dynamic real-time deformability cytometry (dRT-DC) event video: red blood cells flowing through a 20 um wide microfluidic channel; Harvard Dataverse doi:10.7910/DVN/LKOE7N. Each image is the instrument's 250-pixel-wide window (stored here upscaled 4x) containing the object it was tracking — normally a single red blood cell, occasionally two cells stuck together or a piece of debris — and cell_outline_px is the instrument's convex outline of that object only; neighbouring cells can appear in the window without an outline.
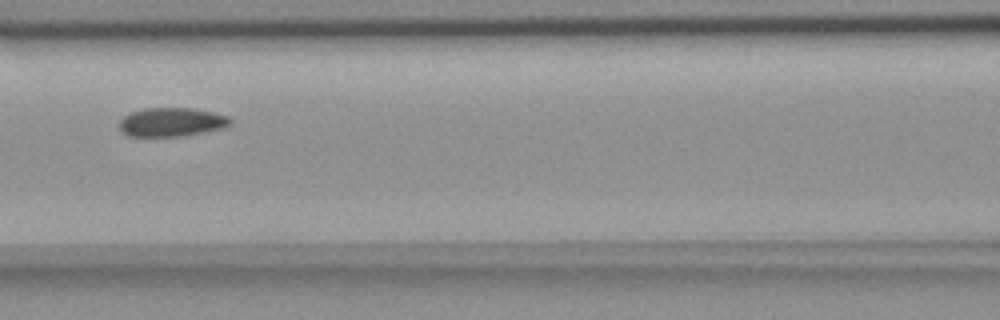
{"species": "common noctule bat (a hibernating species)", "species_latin": "Nyctalus noctula", "temperature_condition": "room temperature", "stored_images_in_passage": 5, "camera_frame_rate_fps": 3000, "um_per_image_px": 0.085, "animal": {"sex": "female", "body_mass_g": 18.4}, "frame": {"image": 1, "passage_image": 3, "time_ms": 2.333, "image_size_px": [1000, 320], "cell_outline_px": [[232, 120], [228, 124], [220, 128], [200, 132], [176, 136], [128, 136], [120, 128], [120, 120], [124, 116], [132, 112], [144, 108], [196, 108], [228, 116]], "centroid_in_image_um": [14.55, 10.36], "position_along_channel_um": 152.1, "area_um2": 18.21}}
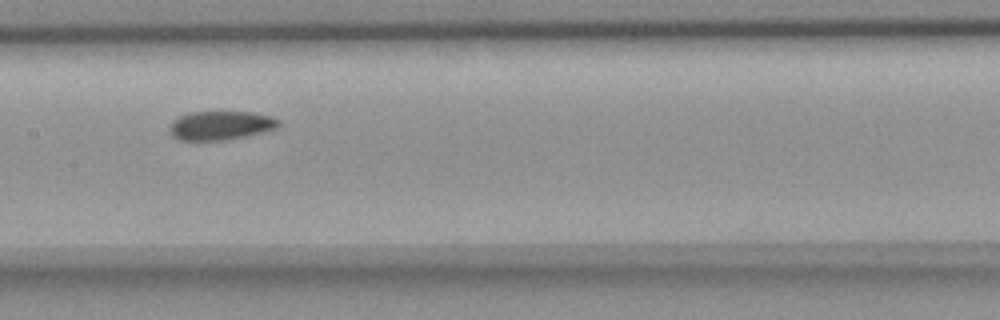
{"frame": {"image": 2, "passage_image": 4, "time_ms": 3.333, "image_size_px": [1000, 320], "cell_outline_px": [[280, 124], [276, 128], [264, 132], [224, 140], [180, 140], [172, 136], [168, 128], [172, 120], [180, 116], [192, 112], [252, 112], [272, 116], [280, 120]], "centroid_in_image_um": [18.75, 10.66], "position_along_channel_um": 188.6, "area_um2": 18.38}}
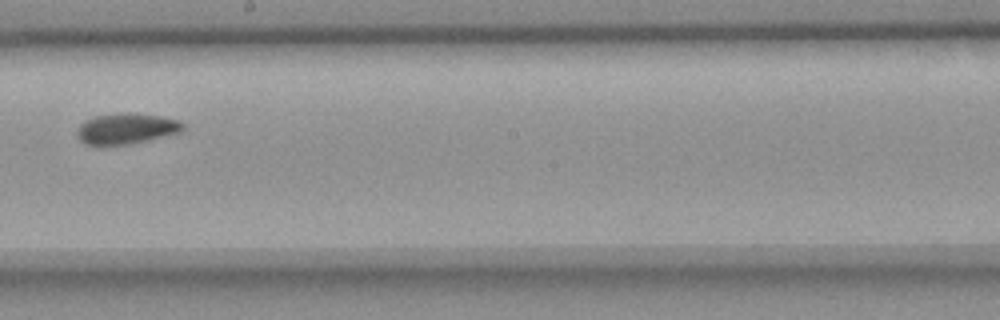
{"frame": {"image": 3, "passage_image": 5, "time_ms": 4.667, "image_size_px": [1000, 320], "cell_outline_px": [[184, 128], [180, 132], [148, 140], [128, 144], [100, 148], [84, 144], [76, 136], [76, 128], [84, 120], [96, 116], [160, 116], [176, 120], [184, 124]], "centroid_in_image_um": [10.62, 11.03], "position_along_channel_um": 237.6, "area_um2": 18.5}}